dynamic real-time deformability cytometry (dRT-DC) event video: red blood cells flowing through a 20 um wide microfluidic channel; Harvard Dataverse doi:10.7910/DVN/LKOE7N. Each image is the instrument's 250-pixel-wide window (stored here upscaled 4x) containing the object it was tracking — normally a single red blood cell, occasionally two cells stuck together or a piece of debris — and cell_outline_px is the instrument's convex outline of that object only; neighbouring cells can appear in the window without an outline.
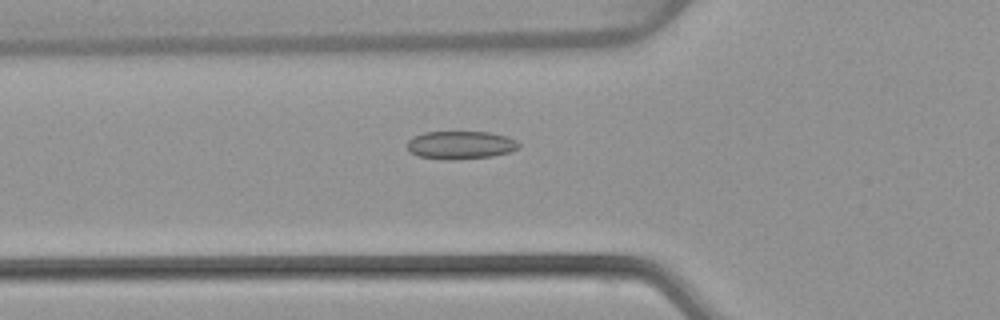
{"species": "common noctule bat (a hibernating species)", "species_latin": "Nyctalus noctula", "temperature_condition": "warm", "stored_images_in_passage": 38, "camera_frame_rate_fps": 3000, "um_per_image_px": 0.085, "animal": {"sex": "female", "body_mass_g": 22.7, "forearm_length_mm": 54.2}, "frame": {"image": 1, "passage_image": 4, "time_ms": 1.0, "image_size_px": [1000, 320], "cell_outline_px": [[520, 148], [508, 152], [492, 156], [452, 160], [444, 160], [416, 156], [408, 152], [408, 140], [412, 136], [424, 132], [488, 132], [508, 136], [516, 140], [520, 144]], "centroid_in_image_um": [39.12, 12.33], "position_along_channel_um": 86.7, "area_um2": 18.5}}
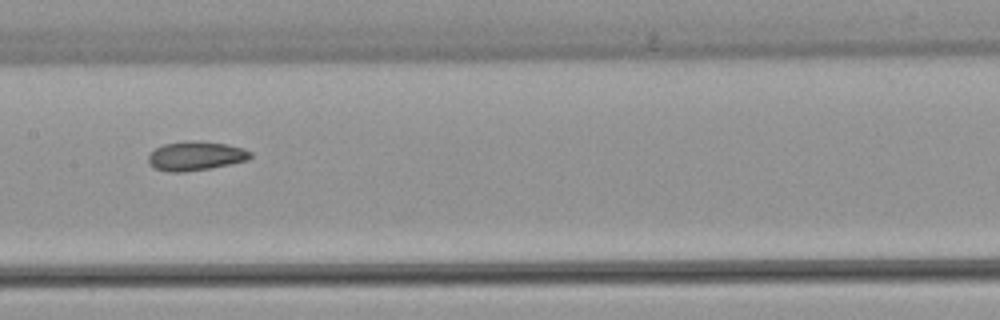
{"frame": {"image": 2, "passage_image": 12, "time_ms": 3.667, "image_size_px": [1000, 320], "cell_outline_px": [[252, 156], [248, 160], [212, 168], [184, 172], [168, 172], [156, 168], [148, 164], [148, 156], [156, 148], [164, 144], [228, 144], [244, 148], [252, 152]], "centroid_in_image_um": [16.67, 13.32], "position_along_channel_um": 190.7, "area_um2": 16.47}}
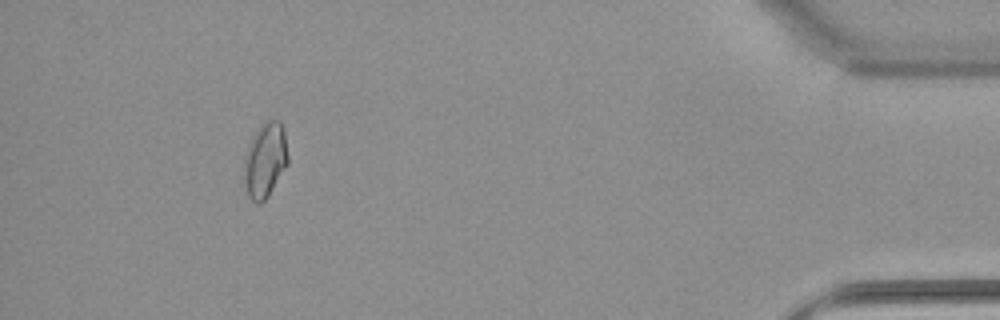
{"frame": {"image": 3, "passage_image": 34, "time_ms": 11.0, "image_size_px": [1000, 320], "cell_outline_px": [[288, 164], [268, 196], [260, 204], [256, 204], [248, 196], [240, 176], [244, 156], [248, 144], [252, 136], [268, 120], [280, 120], [284, 128], [288, 156]], "centroid_in_image_um": [22.49, 13.66], "position_along_channel_um": 412.7, "area_um2": 19.71}, "authors_computed_cell_mechanics": {"area_um2": 17.2244, "velocity_mm_per_s": 3.8903, "shape_relaxation_time_tau1_ms": null, "shape_relaxation_time_tau2_ms": 3.3966, "deformation_change_tau1": null, "deformation_change_tau2": 0.0844}}